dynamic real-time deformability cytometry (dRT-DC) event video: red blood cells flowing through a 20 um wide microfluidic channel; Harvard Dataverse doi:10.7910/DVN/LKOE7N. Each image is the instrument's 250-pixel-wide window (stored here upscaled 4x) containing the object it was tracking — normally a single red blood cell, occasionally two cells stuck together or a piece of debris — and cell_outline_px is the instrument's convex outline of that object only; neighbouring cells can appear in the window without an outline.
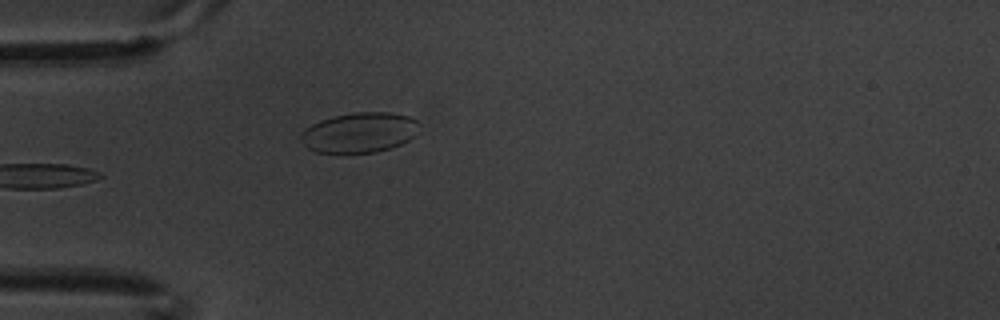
{"species": "common noctule bat (a hibernating species)", "species_latin": "Nyctalus noctula", "temperature_condition": "warm", "stored_images_in_passage": 5, "camera_frame_rate_fps": 3000, "um_per_image_px": 0.085, "animal": {"sex": "male", "body_mass_g": 20.1, "forearm_length_mm": 53.5}, "frame": {"image": 1, "passage_image": 5, "time_ms": 1.333, "image_size_px": [1000, 320], "cell_outline_px": [[416, 136], [400, 144], [376, 152], [344, 156], [316, 152], [308, 148], [304, 144], [300, 136], [300, 132], [304, 128], [320, 120], [332, 116], [352, 112], [388, 112], [408, 116], [416, 120]], "centroid_in_image_um": [30.47, 11.3], "position_along_channel_um": 54.5, "area_um2": 28.32}}